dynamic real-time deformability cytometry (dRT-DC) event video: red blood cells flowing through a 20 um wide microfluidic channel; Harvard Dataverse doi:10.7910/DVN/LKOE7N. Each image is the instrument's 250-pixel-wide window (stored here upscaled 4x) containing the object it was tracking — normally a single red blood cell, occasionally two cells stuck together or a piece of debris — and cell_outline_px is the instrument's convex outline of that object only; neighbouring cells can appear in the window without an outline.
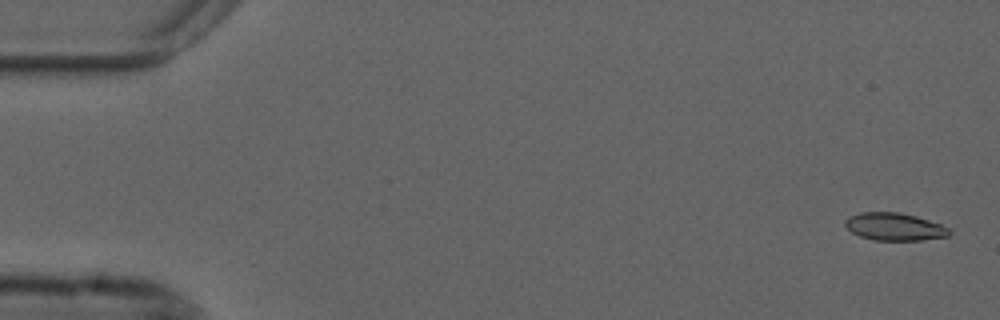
{"species": "common noctule bat (a hibernating species)", "species_latin": "Nyctalus noctula", "temperature_condition": "cold", "stored_images_in_passage": 17, "camera_frame_rate_fps": 3000, "um_per_image_px": 0.085, "animal": {"sex": "male", "forearm_length_mm": 52.5}, "frame": {"image": 1, "passage_image": 2, "time_ms": 0.333, "image_size_px": [1000, 320], "cell_outline_px": [[952, 232], [948, 236], [920, 240], [872, 240], [860, 236], [852, 232], [844, 224], [844, 220], [848, 216], [860, 212], [900, 212], [916, 216], [940, 224], [948, 228]], "centroid_in_image_um": [76.0, 19.26], "position_along_channel_um": 9.0, "area_um2": 16.76}}
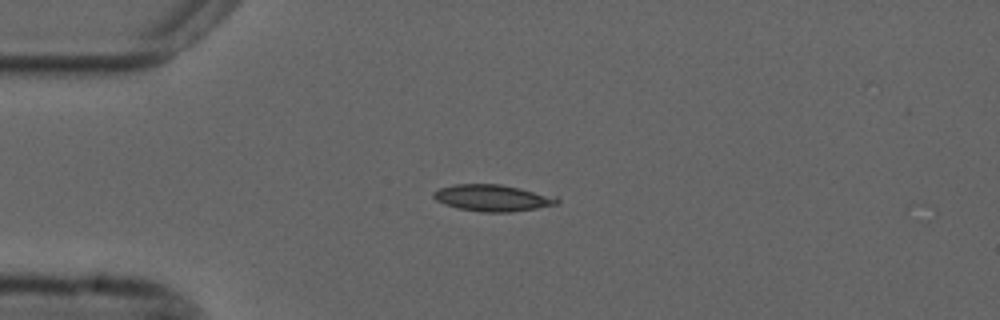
{"frame": {"image": 2, "passage_image": 14, "time_ms": 4.333, "image_size_px": [1000, 320], "cell_outline_px": [[560, 204], [512, 212], [484, 212], [456, 208], [444, 204], [436, 200], [432, 196], [432, 192], [440, 188], [456, 184], [500, 184], [520, 188], [556, 196], [560, 200]], "centroid_in_image_um": [41.88, 16.82], "position_along_channel_um": 43.1, "area_um2": 19.25}}